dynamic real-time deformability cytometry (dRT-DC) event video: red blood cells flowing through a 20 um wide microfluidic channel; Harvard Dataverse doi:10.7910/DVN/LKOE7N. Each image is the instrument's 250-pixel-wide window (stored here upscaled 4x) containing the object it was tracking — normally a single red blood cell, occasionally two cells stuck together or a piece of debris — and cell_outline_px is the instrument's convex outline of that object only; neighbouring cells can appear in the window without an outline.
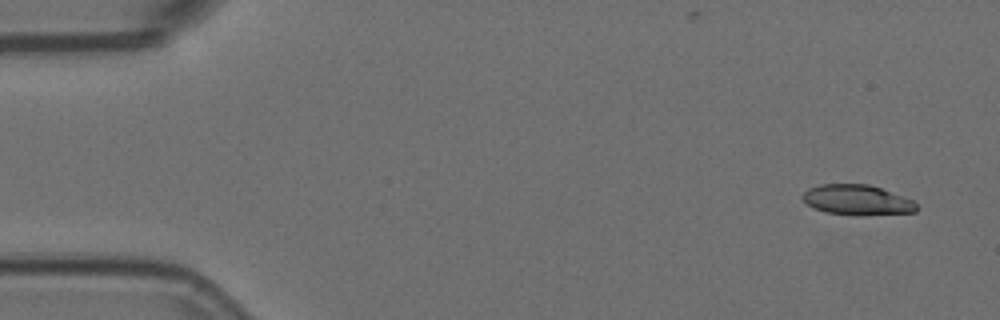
{"species": "Egyptian fruit bat (a non-hibernating species)", "species_latin": "Rousettus aegyptiacus", "temperature_condition": "room temperature", "stored_images_in_passage": 5, "camera_frame_rate_fps": 3000, "um_per_image_px": 0.085, "animal": {"sex": "female"}, "frame": {"image": 1, "passage_image": 1, "time_ms": 0.0, "image_size_px": [1000, 320], "cell_outline_px": [[916, 212], [824, 212], [808, 204], [800, 196], [808, 188], [820, 184], [868, 184], [880, 188], [912, 200], [916, 204]], "centroid_in_image_um": [72.77, 16.92], "position_along_channel_um": 12.2, "area_um2": 18.67}}
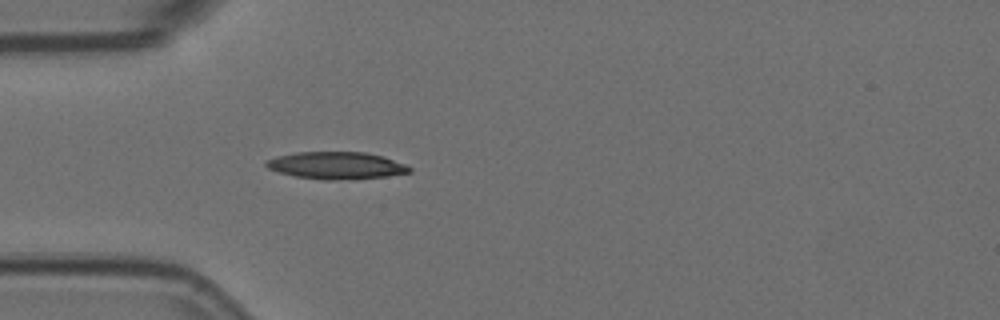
{"frame": {"image": 2, "passage_image": 5, "time_ms": 1.333, "image_size_px": [1000, 320], "cell_outline_px": [[412, 172], [388, 176], [356, 180], [324, 180], [296, 176], [280, 172], [268, 168], [264, 164], [264, 160], [276, 156], [296, 152], [364, 152], [384, 156], [404, 164], [412, 168]], "centroid_in_image_um": [28.61, 14.07], "position_along_channel_um": 56.4, "area_um2": 23.0}}